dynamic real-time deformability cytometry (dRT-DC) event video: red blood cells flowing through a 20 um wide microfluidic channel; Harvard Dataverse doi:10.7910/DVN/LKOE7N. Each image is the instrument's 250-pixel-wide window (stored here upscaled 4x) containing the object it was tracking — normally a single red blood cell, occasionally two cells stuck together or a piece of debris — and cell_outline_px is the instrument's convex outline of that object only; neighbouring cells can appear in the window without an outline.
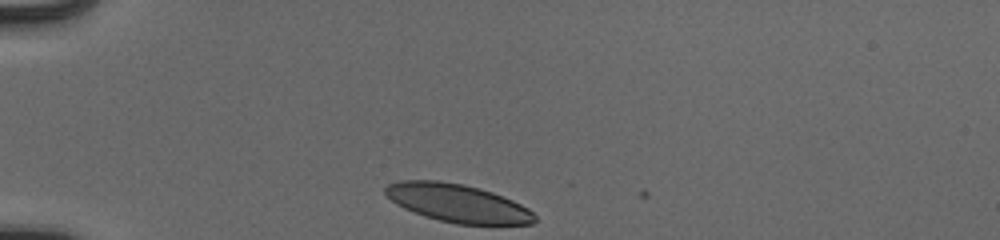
{"species": "human", "species_latin": "Homo sapiens", "temperature_condition": "cold", "stored_images_in_passage": 32, "camera_frame_rate_fps": 3000, "um_per_image_px": 0.085, "donor": {"sex": "male"}, "frame": {"image": 1, "passage_image": 1, "time_ms": 0.0, "image_size_px": [1000, 240], "cell_outline_px": [[536, 220], [532, 224], [456, 224], [424, 216], [404, 208], [396, 204], [384, 192], [384, 188], [388, 184], [400, 180], [436, 180], [464, 184], [492, 192], [512, 200], [528, 208], [536, 216]], "centroid_in_image_um": [38.88, 17.26], "position_along_channel_um": 46.1, "area_um2": 33.0}}
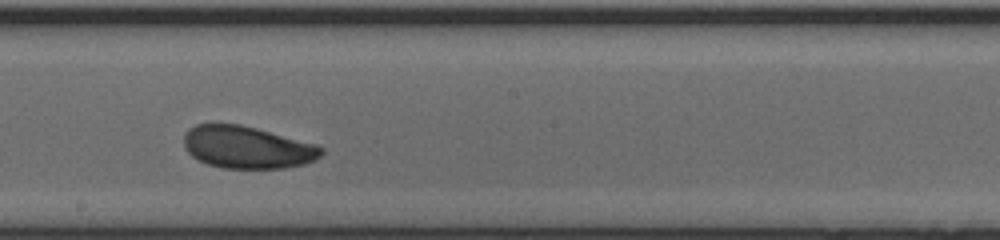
{"frame": {"image": 2, "passage_image": 18, "time_ms": 5.667, "image_size_px": [1000, 240], "cell_outline_px": [[324, 152], [320, 156], [304, 164], [284, 168], [220, 168], [208, 164], [192, 156], [184, 148], [184, 136], [188, 128], [196, 124], [240, 124], [256, 128], [316, 144], [324, 148]], "centroid_in_image_um": [21.0, 12.52], "position_along_channel_um": 227.2, "area_um2": 33.81}}
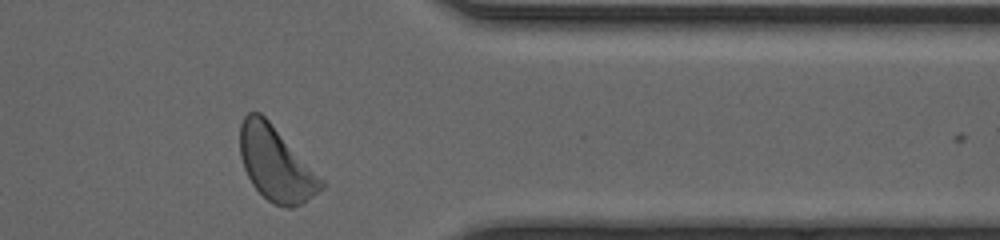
{"frame": {"image": 3, "passage_image": 31, "time_ms": 10.0, "image_size_px": [1000, 240], "cell_outline_px": [[324, 188], [304, 204], [292, 208], [288, 208], [272, 204], [252, 184], [244, 168], [240, 156], [240, 124], [244, 116], [248, 112], [260, 112], [268, 120], [324, 180]], "centroid_in_image_um": [23.45, 13.95], "position_along_channel_um": 387.9, "area_um2": 35.03}, "authors_computed_cell_mechanics": {"area_um2": 34.1598, "velocity_mm_per_s": 3.8824, "shape_relaxation_time_tau1_ms": 1.9395, "shape_relaxation_time_tau2_ms": null, "deformation_change_tau1": 0.0843, "deformation_change_tau2": null}}